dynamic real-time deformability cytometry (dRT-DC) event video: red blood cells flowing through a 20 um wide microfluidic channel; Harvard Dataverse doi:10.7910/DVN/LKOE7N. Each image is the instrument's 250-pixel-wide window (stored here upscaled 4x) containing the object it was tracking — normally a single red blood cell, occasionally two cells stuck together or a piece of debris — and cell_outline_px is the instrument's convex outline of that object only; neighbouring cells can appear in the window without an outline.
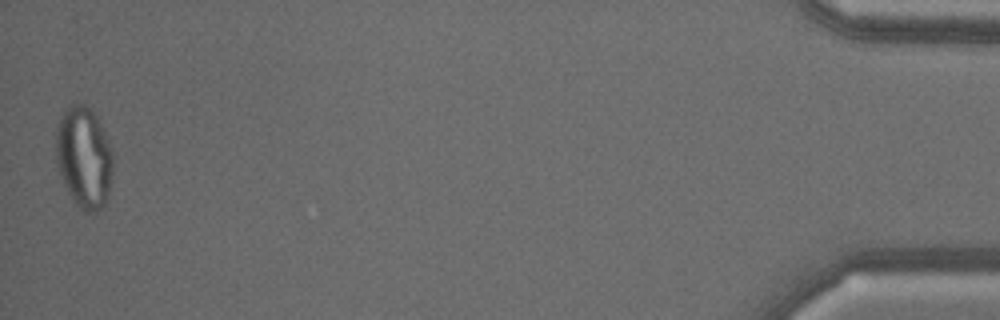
{"species": "common noctule bat (a hibernating species)", "species_latin": "Nyctalus noctula", "temperature_condition": "warm", "stored_images_in_passage": 53, "camera_frame_rate_fps": 3000, "um_per_image_px": 0.085, "animal": {"sex": "male", "body_mass_g": 18.8}, "frame": {"image": 1, "passage_image": 53, "time_ms": 17.333, "image_size_px": [1000, 320], "cell_outline_px": [[112, 172], [108, 196], [104, 208], [92, 216], [84, 212], [76, 204], [68, 192], [64, 184], [56, 164], [56, 128], [60, 116], [68, 104], [84, 104], [96, 116], [104, 132], [112, 152]], "centroid_in_image_um": [7.12, 13.43], "position_along_channel_um": 428.1, "area_um2": 34.04}}